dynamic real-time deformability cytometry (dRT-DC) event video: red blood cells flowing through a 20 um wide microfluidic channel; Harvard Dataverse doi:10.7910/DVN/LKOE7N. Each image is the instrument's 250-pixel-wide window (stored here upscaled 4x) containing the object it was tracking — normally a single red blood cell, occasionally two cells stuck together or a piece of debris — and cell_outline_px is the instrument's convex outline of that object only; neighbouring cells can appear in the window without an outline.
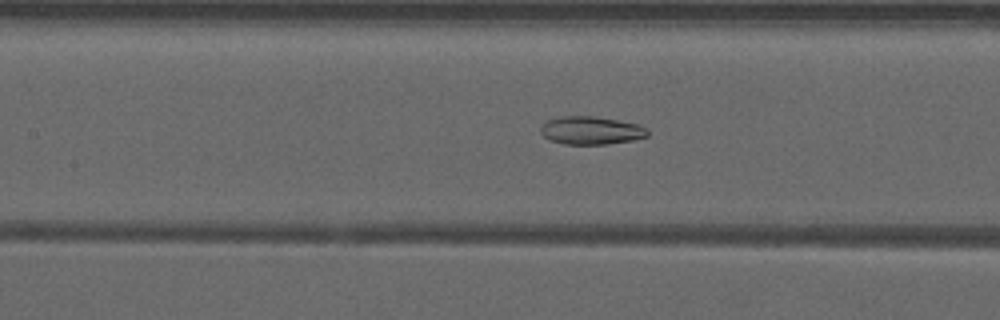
{"species": "common noctule bat (a hibernating species)", "species_latin": "Nyctalus noctula", "temperature_condition": "warm", "stored_images_in_passage": 53, "camera_frame_rate_fps": 3000, "um_per_image_px": 0.085, "animal": {"sex": "male", "forearm_length_mm": 52.5}, "frame": {"image": 1, "passage_image": 25, "time_ms": 8.0, "image_size_px": [1000, 320], "cell_outline_px": [[648, 136], [632, 140], [608, 144], [564, 144], [548, 140], [540, 132], [540, 128], [548, 120], [560, 116], [592, 116], [640, 124], [648, 128]], "centroid_in_image_um": [50.25, 11.09], "position_along_channel_um": 157.2, "area_um2": 17.51}}
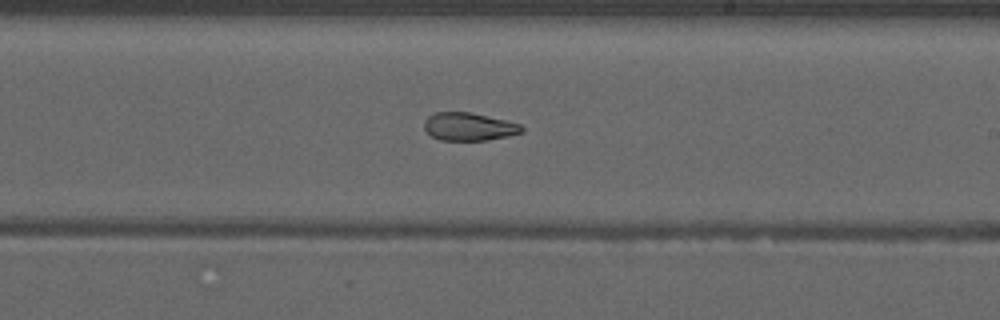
{"frame": {"image": 2, "passage_image": 32, "time_ms": 10.333, "image_size_px": [1000, 320], "cell_outline_px": [[524, 132], [508, 136], [484, 140], [440, 140], [432, 136], [424, 128], [424, 120], [428, 116], [436, 112], [468, 112], [508, 120], [520, 124], [524, 128]], "centroid_in_image_um": [39.87, 10.76], "position_along_channel_um": 249.1, "area_um2": 15.9}}
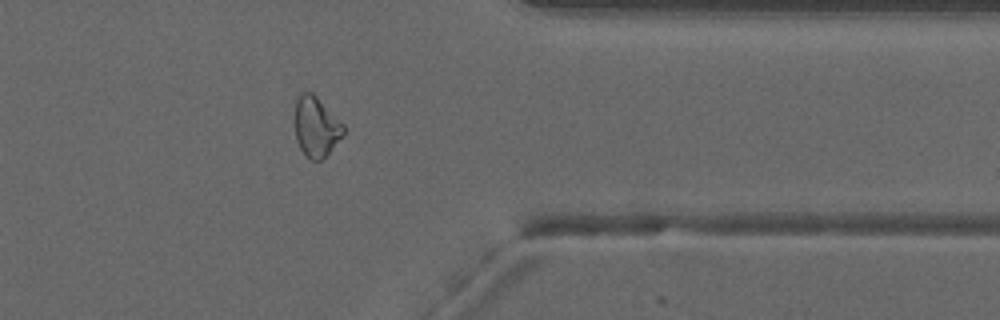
{"frame": {"image": 3, "passage_image": 43, "time_ms": 14.0, "image_size_px": [1000, 320], "cell_outline_px": [[344, 132], [328, 152], [320, 160], [312, 160], [300, 148], [296, 140], [296, 96], [300, 92], [312, 92], [344, 124]], "centroid_in_image_um": [26.86, 10.73], "position_along_channel_um": 384.5, "area_um2": 16.53}, "authors_computed_cell_mechanics": {"area_um2": 19.941, "velocity_mm_per_s": 3.9565, "shape_relaxation_time_tau1_ms": null, "shape_relaxation_time_tau2_ms": 2.9801, "deformation_change_tau1": null, "deformation_change_tau2": 0.0968}}